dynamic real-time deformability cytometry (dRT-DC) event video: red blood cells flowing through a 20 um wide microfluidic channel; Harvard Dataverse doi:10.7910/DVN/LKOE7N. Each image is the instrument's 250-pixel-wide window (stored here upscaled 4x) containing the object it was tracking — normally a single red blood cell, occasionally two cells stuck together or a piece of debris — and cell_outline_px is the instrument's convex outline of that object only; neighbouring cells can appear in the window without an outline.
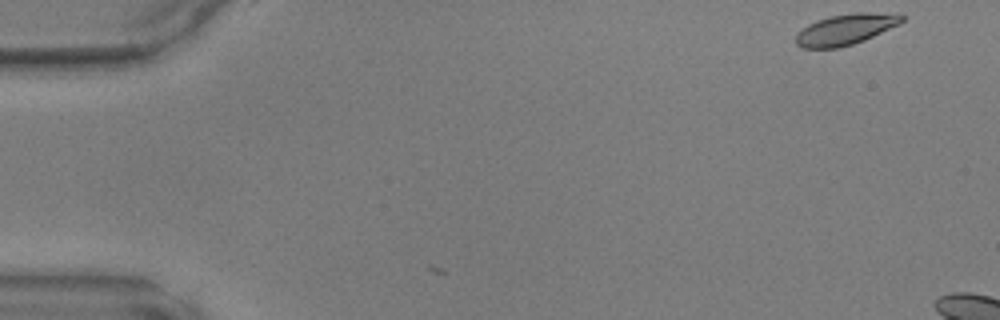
{"species": "common noctule bat (a hibernating species)", "species_latin": "Nyctalus noctula", "temperature_condition": "warm", "stored_images_in_passage": 3, "camera_frame_rate_fps": 3000, "um_per_image_px": 0.085, "animal": {"sex": "male", "body_mass_g": 17.9, "forearm_length_mm": 54.2}, "frame": {"image": 1, "passage_image": 1, "time_ms": 0.0, "image_size_px": [1000, 320], "cell_outline_px": [[904, 20], [900, 24], [864, 40], [840, 48], [800, 48], [796, 44], [796, 32], [808, 24], [816, 20], [828, 16], [860, 12], [900, 12], [904, 16]], "centroid_in_image_um": [71.9, 2.48], "position_along_channel_um": 13.1, "area_um2": 19.42}}